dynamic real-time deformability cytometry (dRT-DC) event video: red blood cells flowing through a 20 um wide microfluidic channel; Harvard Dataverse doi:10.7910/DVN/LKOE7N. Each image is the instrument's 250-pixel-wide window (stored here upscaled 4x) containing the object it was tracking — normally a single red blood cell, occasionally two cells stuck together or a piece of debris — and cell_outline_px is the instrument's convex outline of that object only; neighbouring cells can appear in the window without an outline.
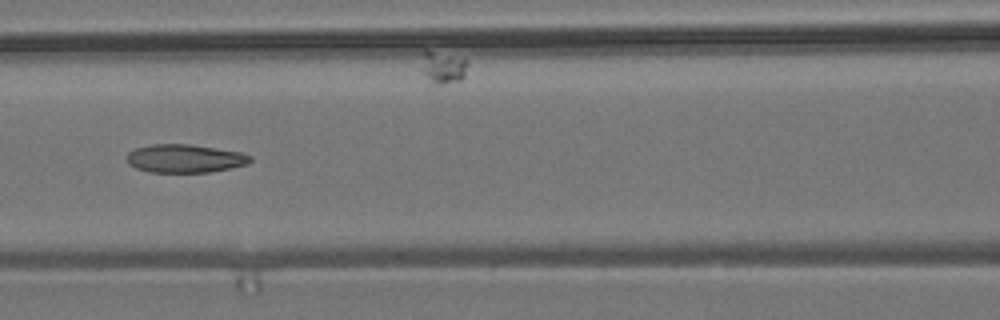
{"species": "common noctule bat (a hibernating species)", "species_latin": "Nyctalus noctula", "temperature_condition": "room temperature", "stored_images_in_passage": 15, "camera_frame_rate_fps": 3000, "um_per_image_px": 0.085, "animal": {"sex": "male", "body_mass_g": 19.2, "forearm_length_mm": 51.8}, "frame": {"image": 1, "passage_image": 7, "time_ms": 2.0, "image_size_px": [1000, 320], "cell_outline_px": [[252, 160], [248, 164], [208, 172], [148, 172], [136, 168], [128, 164], [128, 152], [136, 148], [152, 144], [188, 144], [240, 152], [252, 156]], "centroid_in_image_um": [15.7, 13.47], "position_along_channel_um": 150.9, "area_um2": 20.17}}